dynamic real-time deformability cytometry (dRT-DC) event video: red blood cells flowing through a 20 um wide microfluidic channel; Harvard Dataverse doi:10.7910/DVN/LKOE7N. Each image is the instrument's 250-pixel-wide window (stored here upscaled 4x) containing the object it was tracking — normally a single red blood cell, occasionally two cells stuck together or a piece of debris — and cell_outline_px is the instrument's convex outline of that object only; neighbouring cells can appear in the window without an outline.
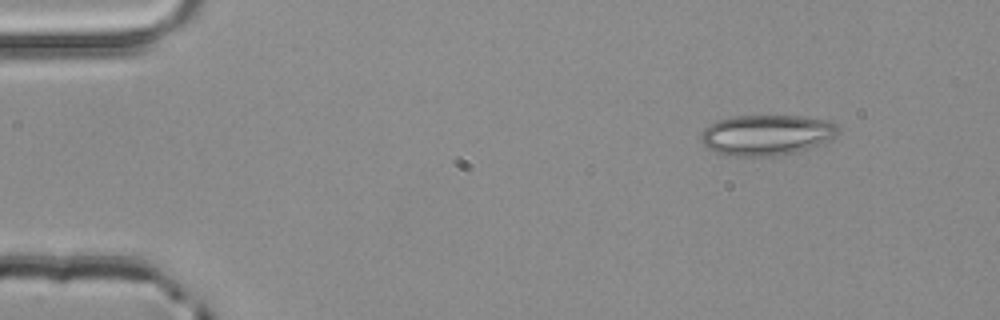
{"species": "common noctule bat (a hibernating species)", "species_latin": "Nyctalus noctula", "temperature_condition": "room temperature", "stored_images_in_passage": 3, "camera_frame_rate_fps": 3000, "um_per_image_px": 0.085, "animal": {"sex": "male", "body_mass_g": 20.4}, "frame": {"image": 1, "passage_image": 2, "time_ms": 0.333, "image_size_px": [1000, 320], "cell_outline_px": [[840, 132], [832, 140], [824, 144], [796, 152], [772, 156], [736, 156], [716, 152], [708, 148], [700, 140], [700, 136], [704, 128], [708, 124], [732, 116], [800, 116], [828, 120], [836, 124], [840, 128]], "centroid_in_image_um": [65.21, 11.47], "position_along_channel_um": 19.8, "area_um2": 32.71}}